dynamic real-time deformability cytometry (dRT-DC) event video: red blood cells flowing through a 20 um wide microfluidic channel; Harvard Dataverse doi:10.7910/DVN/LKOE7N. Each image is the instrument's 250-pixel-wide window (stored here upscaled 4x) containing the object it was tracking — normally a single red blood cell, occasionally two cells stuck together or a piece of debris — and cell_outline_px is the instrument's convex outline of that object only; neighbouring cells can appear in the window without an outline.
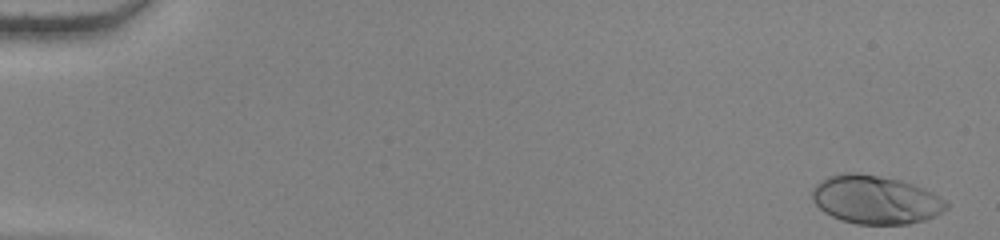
{"species": "human", "species_latin": "Homo sapiens", "temperature_condition": "warm", "stored_images_in_passage": 47, "camera_frame_rate_fps": 3000, "um_per_image_px": 0.085, "donor": {"sex": "female"}, "frame": {"image": 1, "passage_image": 1, "time_ms": 0.0, "image_size_px": [1000, 240], "cell_outline_px": [[948, 208], [936, 216], [924, 220], [908, 224], [856, 224], [840, 220], [824, 212], [812, 200], [812, 188], [820, 180], [828, 176], [844, 172], [856, 172], [880, 176], [900, 180], [924, 188], [932, 192], [944, 200], [948, 204]], "centroid_in_image_um": [74.4, 16.97], "position_along_channel_um": 10.6, "area_um2": 38.03}}
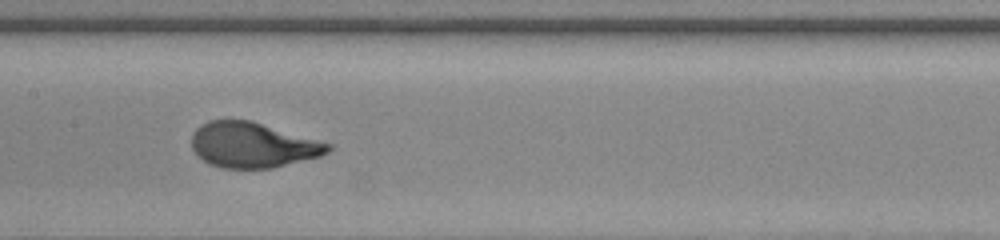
{"frame": {"image": 2, "passage_image": 28, "time_ms": 9.0, "image_size_px": [1000, 240], "cell_outline_px": [[332, 148], [328, 152], [320, 156], [272, 168], [220, 168], [208, 164], [196, 156], [192, 148], [192, 132], [200, 124], [208, 120], [252, 120], [332, 144]], "centroid_in_image_um": [21.44, 12.32], "position_along_channel_um": 186.0, "area_um2": 36.3}}
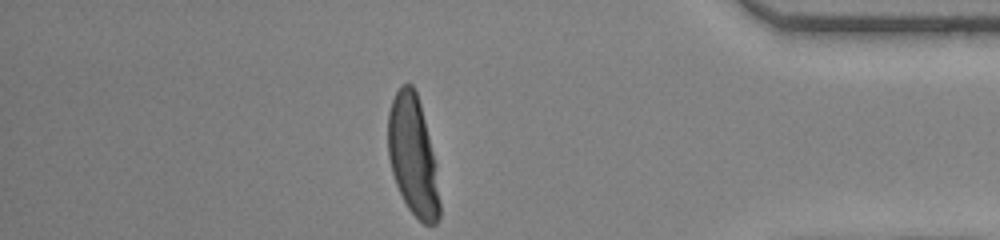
{"frame": {"image": 3, "passage_image": 47, "time_ms": 15.333, "image_size_px": [1000, 240], "cell_outline_px": [[440, 216], [436, 224], [424, 224], [408, 208], [396, 184], [392, 172], [388, 156], [388, 112], [392, 100], [396, 92], [404, 84], [412, 84], [416, 92], [420, 104], [436, 164], [440, 204]], "centroid_in_image_um": [35.1, 13.27], "position_along_channel_um": 400.1, "area_um2": 35.66}, "authors_computed_cell_mechanics": {"area_um2": 36.1828, "velocity_mm_per_s": 3.8306, "shape_relaxation_time_tau1_ms": 2.9681, "shape_relaxation_time_tau2_ms": null, "deformation_change_tau1": 0.2177, "deformation_change_tau2": null}}